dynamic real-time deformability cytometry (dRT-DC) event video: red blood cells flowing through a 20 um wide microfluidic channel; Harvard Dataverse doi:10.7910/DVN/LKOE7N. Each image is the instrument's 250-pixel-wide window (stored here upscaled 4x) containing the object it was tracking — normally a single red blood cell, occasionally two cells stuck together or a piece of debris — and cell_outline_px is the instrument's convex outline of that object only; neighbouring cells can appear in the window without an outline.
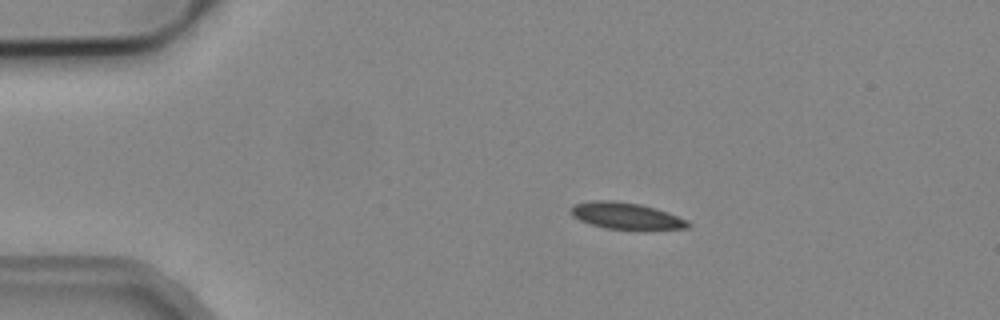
{"species": "common noctule bat (a hibernating species)", "species_latin": "Nyctalus noctula", "temperature_condition": "cold", "stored_images_in_passage": 4, "camera_frame_rate_fps": 3000, "um_per_image_px": 0.085, "animal": {"sex": "male", "body_mass_g": 19.2, "forearm_length_mm": 51.8}, "frame": {"image": 1, "passage_image": 3, "time_ms": 0.667, "image_size_px": [1000, 320], "cell_outline_px": [[692, 224], [688, 228], [644, 232], [604, 228], [580, 220], [572, 216], [572, 208], [576, 204], [592, 200], [616, 200], [640, 204], [656, 208], [668, 212], [688, 220]], "centroid_in_image_um": [53.33, 18.39], "position_along_channel_um": 31.7, "area_um2": 18.9}}